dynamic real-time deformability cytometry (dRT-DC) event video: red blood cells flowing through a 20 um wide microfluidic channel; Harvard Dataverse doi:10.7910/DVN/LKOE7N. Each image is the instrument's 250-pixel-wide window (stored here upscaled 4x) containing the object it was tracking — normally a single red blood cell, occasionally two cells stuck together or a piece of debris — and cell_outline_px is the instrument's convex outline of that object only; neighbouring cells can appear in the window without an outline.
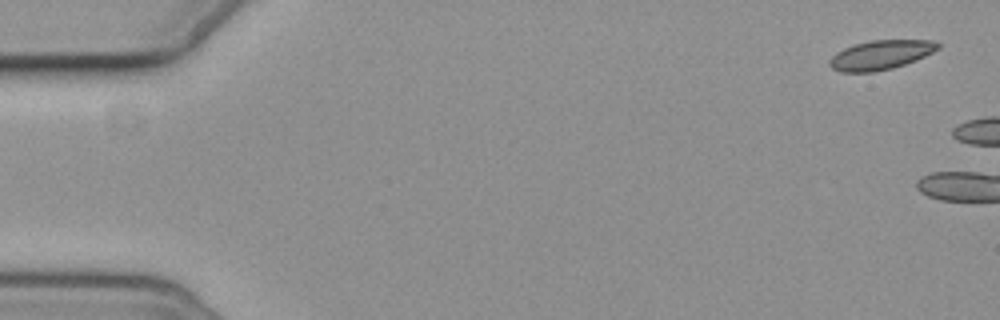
{"species": "common noctule bat (a hibernating species)", "species_latin": "Nyctalus noctula", "temperature_condition": "cold", "stored_images_in_passage": 2, "segment_of_instrument_passage": [2, 2], "camera_frame_rate_fps": 3000, "um_per_image_px": 0.085, "animal": {"sex": "female", "body_mass_g": 19.3, "forearm_length_mm": 54.1}, "frame": {"image": 1, "passage_image": 2, "time_ms": 1.333, "image_size_px": [1000, 320], "cell_outline_px": [[940, 48], [916, 60], [892, 68], [872, 72], [840, 72], [832, 68], [828, 64], [828, 60], [836, 52], [844, 48], [868, 40], [932, 40], [940, 44]], "centroid_in_image_um": [74.83, 4.67], "position_along_channel_um": 10.2, "area_um2": 18.5}}